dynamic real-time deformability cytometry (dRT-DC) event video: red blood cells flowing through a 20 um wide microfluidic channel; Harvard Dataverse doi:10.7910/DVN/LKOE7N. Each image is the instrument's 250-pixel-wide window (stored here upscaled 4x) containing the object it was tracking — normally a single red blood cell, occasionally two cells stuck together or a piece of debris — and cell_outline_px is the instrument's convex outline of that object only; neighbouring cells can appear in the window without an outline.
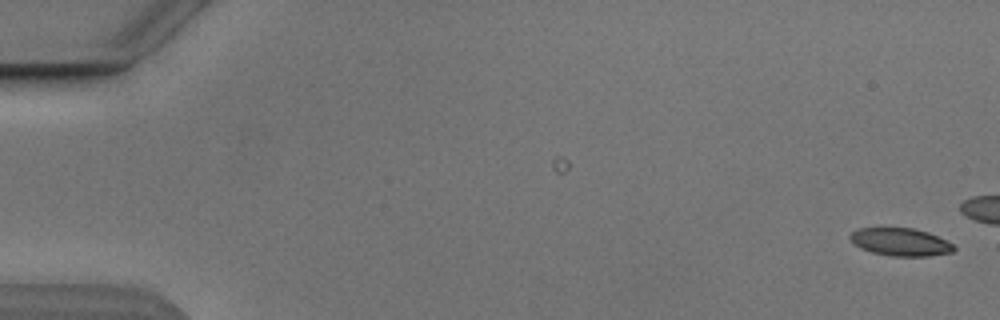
{"species": "Egyptian fruit bat (a non-hibernating species)", "species_latin": "Rousettus aegyptiacus", "temperature_condition": "cold", "stored_images_in_passage": 3, "camera_frame_rate_fps": 3000, "um_per_image_px": 0.085, "animal": {"sex": "male"}, "frame": {"image": 1, "passage_image": 3, "time_ms": 2.333, "image_size_px": [1000, 320], "cell_outline_px": [[956, 248], [952, 252], [928, 256], [892, 256], [872, 252], [860, 248], [848, 236], [856, 228], [912, 228], [928, 232], [952, 244]], "centroid_in_image_um": [76.52, 20.57], "position_along_channel_um": 8.5, "area_um2": 16.59}}